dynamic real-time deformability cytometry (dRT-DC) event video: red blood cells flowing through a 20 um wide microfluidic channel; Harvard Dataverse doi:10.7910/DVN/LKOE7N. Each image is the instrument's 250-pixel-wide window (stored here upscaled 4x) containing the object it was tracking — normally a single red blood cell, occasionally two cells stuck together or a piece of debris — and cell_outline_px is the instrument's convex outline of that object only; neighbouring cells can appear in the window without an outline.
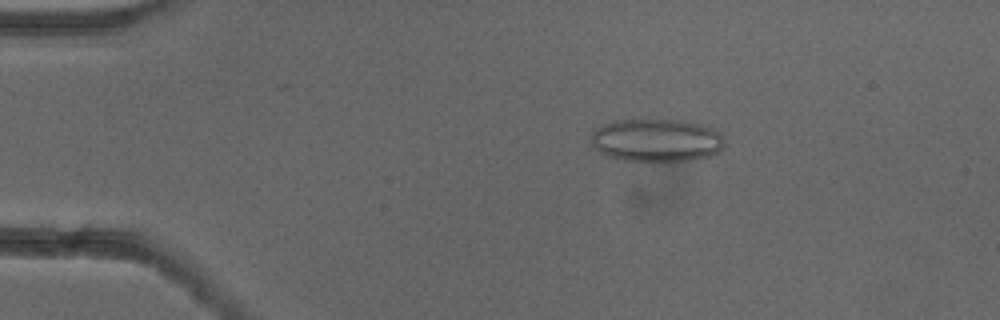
{"species": "common noctule bat (a hibernating species)", "species_latin": "Nyctalus noctula", "temperature_condition": "cold", "stored_images_in_passage": 53, "camera_frame_rate_fps": 3000, "um_per_image_px": 0.085, "animal": {"sex": "female"}, "frame": {"image": 1, "passage_image": 10, "time_ms": 3.0, "image_size_px": [1000, 320], "cell_outline_px": [[724, 144], [720, 152], [696, 160], [652, 164], [624, 160], [604, 156], [592, 144], [592, 132], [600, 124], [612, 120], [684, 120], [704, 124], [720, 132], [724, 140]], "centroid_in_image_um": [55.81, 11.96], "position_along_channel_um": 29.2, "area_um2": 34.68}}
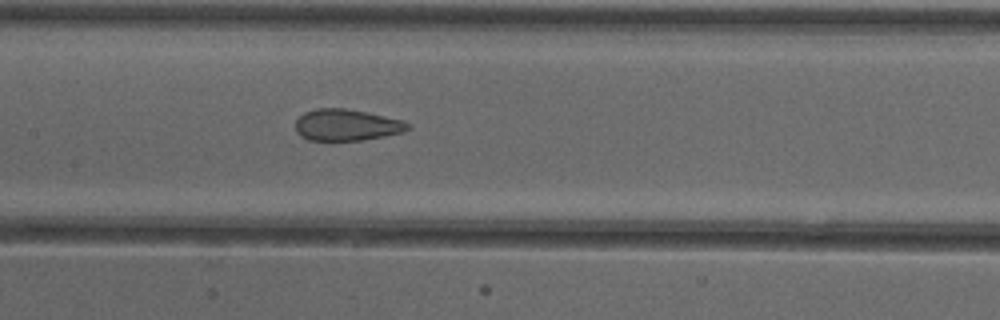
{"frame": {"image": 2, "passage_image": 26, "time_ms": 8.333, "image_size_px": [1000, 320], "cell_outline_px": [[412, 128], [400, 132], [384, 136], [364, 140], [308, 140], [300, 136], [296, 132], [296, 120], [304, 112], [316, 108], [344, 108], [404, 120], [412, 124]], "centroid_in_image_um": [29.46, 10.62], "position_along_channel_um": 177.9, "area_um2": 20.63}}
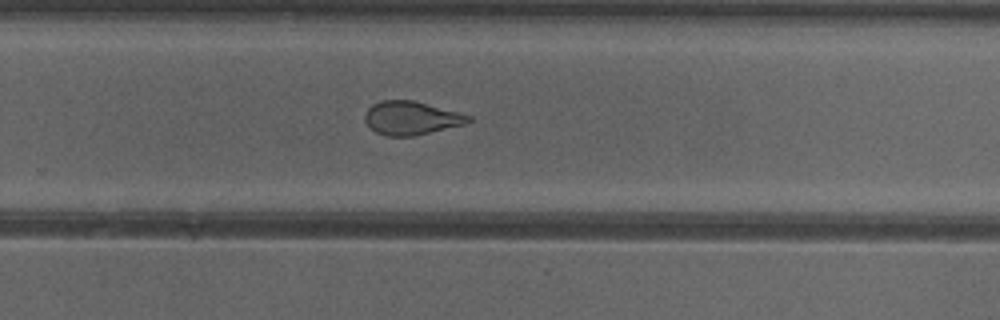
{"frame": {"image": 3, "passage_image": 35, "time_ms": 11.333, "image_size_px": [1000, 320], "cell_outline_px": [[472, 120], [464, 124], [412, 136], [384, 136], [376, 132], [364, 120], [364, 116], [368, 108], [372, 104], [380, 100], [412, 100], [472, 116]], "centroid_in_image_um": [34.91, 10.03], "position_along_channel_um": 294.9, "area_um2": 19.94}, "authors_computed_cell_mechanics": {"area_um2": 23.5246, "velocity_mm_per_s": 3.9163, "shape_relaxation_time_tau1_ms": null, "shape_relaxation_time_tau2_ms": 1.3978, "deformation_change_tau1": null, "deformation_change_tau2": 0.0671}}